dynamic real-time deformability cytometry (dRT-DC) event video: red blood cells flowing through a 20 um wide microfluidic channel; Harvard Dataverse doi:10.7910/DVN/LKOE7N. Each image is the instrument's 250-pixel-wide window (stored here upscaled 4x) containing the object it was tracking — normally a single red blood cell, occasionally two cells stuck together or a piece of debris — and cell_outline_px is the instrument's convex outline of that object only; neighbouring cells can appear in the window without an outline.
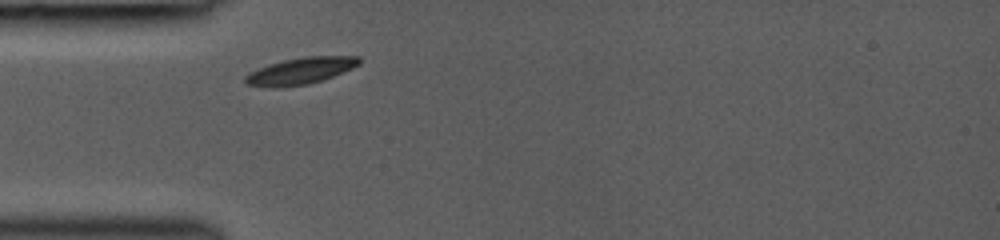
{"species": "common noctule bat (a hibernating species)", "species_latin": "Nyctalus noctula", "temperature_condition": "room temperature", "stored_images_in_passage": 1, "camera_frame_rate_fps": 3000, "um_per_image_px": 0.085, "animal": {"sex": "female", "body_mass_g": 19.0, "forearm_length_mm": 53.3}, "frame": {"image": 1, "passage_image": 1, "time_ms": 0.0, "image_size_px": [1000, 240], "cell_outline_px": [[360, 64], [352, 68], [324, 80], [308, 84], [276, 88], [268, 88], [248, 84], [244, 80], [244, 76], [268, 64], [284, 60], [304, 56], [360, 56]], "centroid_in_image_um": [25.56, 6.03], "position_along_channel_um": 59.4, "area_um2": 17.69}}